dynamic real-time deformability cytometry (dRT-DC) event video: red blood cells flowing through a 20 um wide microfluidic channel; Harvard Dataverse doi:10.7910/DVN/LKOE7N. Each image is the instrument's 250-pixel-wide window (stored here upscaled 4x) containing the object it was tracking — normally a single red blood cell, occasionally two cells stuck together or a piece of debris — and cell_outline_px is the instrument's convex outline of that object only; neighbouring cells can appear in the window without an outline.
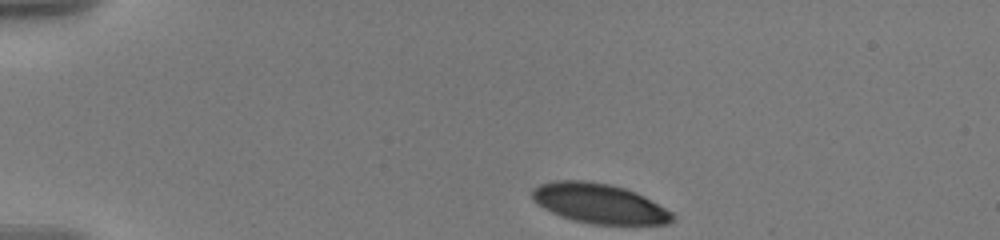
{"species": "human", "species_latin": "Homo sapiens", "temperature_condition": "warm", "stored_images_in_passage": 10, "camera_frame_rate_fps": 3000, "um_per_image_px": 0.085, "donor": {"sex": "male"}, "frame": {"image": 1, "passage_image": 1, "time_ms": 0.0, "image_size_px": [1000, 240], "cell_outline_px": [[676, 220], [668, 224], [592, 224], [572, 220], [560, 216], [544, 208], [532, 196], [532, 188], [540, 184], [556, 180], [584, 180], [608, 184], [624, 188], [636, 192], [644, 196], [672, 212], [676, 216]], "centroid_in_image_um": [50.97, 17.3], "position_along_channel_um": 34.0, "area_um2": 32.43}}
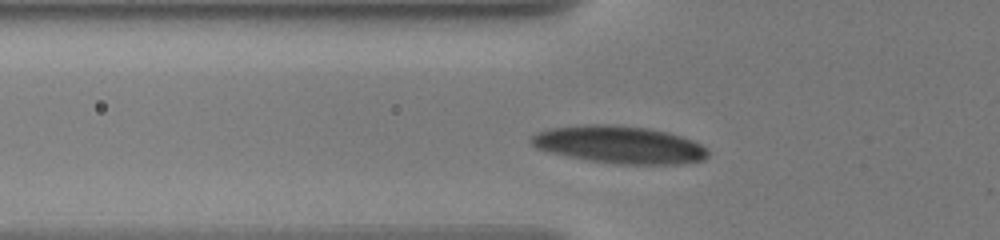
{"frame": {"image": 2, "passage_image": 9, "time_ms": 3.0, "image_size_px": [1000, 240], "cell_outline_px": [[708, 156], [704, 160], [684, 164], [620, 164], [588, 160], [548, 152], [536, 148], [532, 144], [532, 136], [536, 132], [548, 128], [584, 124], [612, 124], [648, 128], [668, 132], [692, 140], [708, 148]], "centroid_in_image_um": [52.66, 12.29], "position_along_channel_um": 73.1, "area_um2": 38.78}}